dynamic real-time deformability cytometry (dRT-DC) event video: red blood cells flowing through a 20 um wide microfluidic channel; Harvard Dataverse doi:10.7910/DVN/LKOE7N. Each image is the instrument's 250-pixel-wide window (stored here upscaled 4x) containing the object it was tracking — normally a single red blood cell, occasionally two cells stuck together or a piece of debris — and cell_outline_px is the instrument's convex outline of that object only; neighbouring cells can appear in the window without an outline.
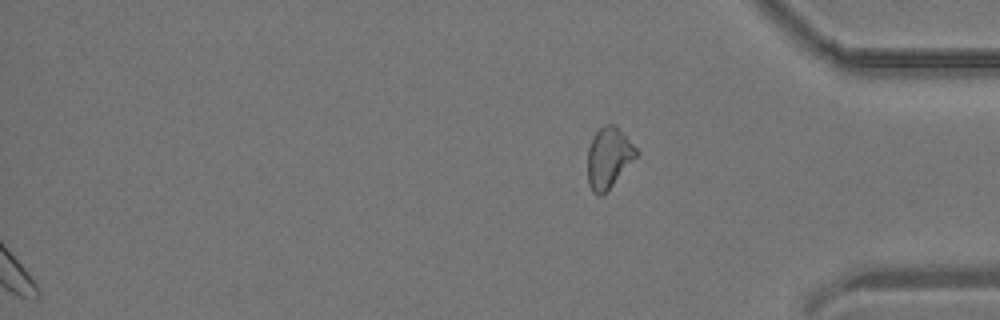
{"species": "common noctule bat (a hibernating species)", "species_latin": "Nyctalus noctula", "temperature_condition": "room temperature", "stored_images_in_passage": 32, "camera_frame_rate_fps": 3000, "um_per_image_px": 0.085, "animal": {"sex": "male", "body_mass_g": 19.2, "forearm_length_mm": 51.8}, "frame": {"image": 1, "passage_image": 32, "time_ms": 10.333, "image_size_px": [1000, 320], "cell_outline_px": [[640, 152], [612, 184], [600, 196], [596, 196], [592, 192], [588, 184], [588, 148], [592, 136], [604, 124], [616, 124]], "centroid_in_image_um": [51.72, 13.37], "position_along_channel_um": 383.5, "area_um2": 17.11}}